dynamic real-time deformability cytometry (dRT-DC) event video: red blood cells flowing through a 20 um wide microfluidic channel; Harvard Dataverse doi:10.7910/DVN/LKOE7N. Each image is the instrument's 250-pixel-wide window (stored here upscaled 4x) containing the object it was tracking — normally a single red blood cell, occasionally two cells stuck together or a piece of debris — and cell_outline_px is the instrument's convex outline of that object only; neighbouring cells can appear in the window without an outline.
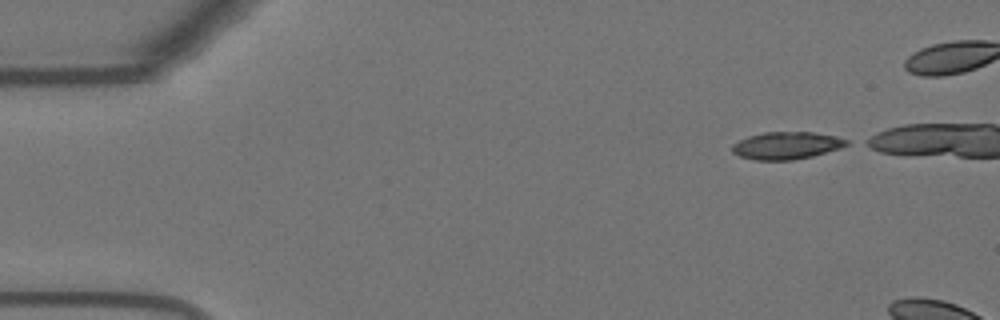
{"species": "Egyptian fruit bat (a non-hibernating species)", "species_latin": "Rousettus aegyptiacus", "temperature_condition": "warm", "stored_images_in_passage": 8, "camera_frame_rate_fps": 3000, "um_per_image_px": 0.085, "animal": {"sex": "female"}, "frame": {"image": 1, "passage_image": 1, "time_ms": 0.0, "image_size_px": [1000, 320], "cell_outline_px": [[848, 144], [840, 148], [812, 156], [792, 160], [756, 160], [740, 156], [732, 152], [732, 144], [748, 136], [764, 132], [812, 132], [836, 136], [848, 140]], "centroid_in_image_um": [66.84, 12.36], "position_along_channel_um": 18.2, "area_um2": 18.15}}